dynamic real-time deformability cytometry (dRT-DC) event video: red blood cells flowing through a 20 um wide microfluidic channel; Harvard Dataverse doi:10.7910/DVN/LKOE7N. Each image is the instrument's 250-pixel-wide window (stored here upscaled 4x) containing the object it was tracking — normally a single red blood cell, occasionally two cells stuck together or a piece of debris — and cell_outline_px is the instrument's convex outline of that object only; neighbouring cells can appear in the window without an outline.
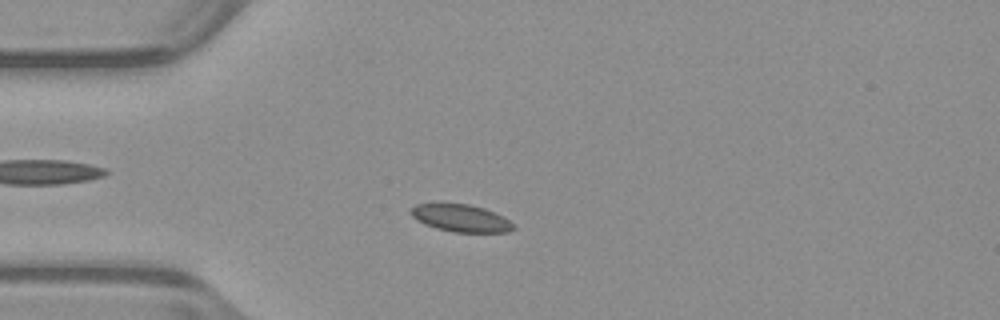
{"species": "common noctule bat (a hibernating species)", "species_latin": "Nyctalus noctula", "temperature_condition": "warm", "stored_images_in_passage": 49, "camera_frame_rate_fps": 3000, "um_per_image_px": 0.085, "animal": {"sex": "male", "body_mass_g": 23.1, "forearm_length_mm": 52.7}, "frame": {"image": 1, "passage_image": 10, "time_ms": 3.0, "image_size_px": [1000, 320], "cell_outline_px": [[516, 228], [508, 232], [452, 232], [436, 228], [424, 224], [416, 220], [412, 216], [412, 208], [416, 204], [440, 200], [468, 204], [484, 208], [504, 216], [516, 224]], "centroid_in_image_um": [39.17, 18.5], "position_along_channel_um": 45.8, "area_um2": 17.11}}
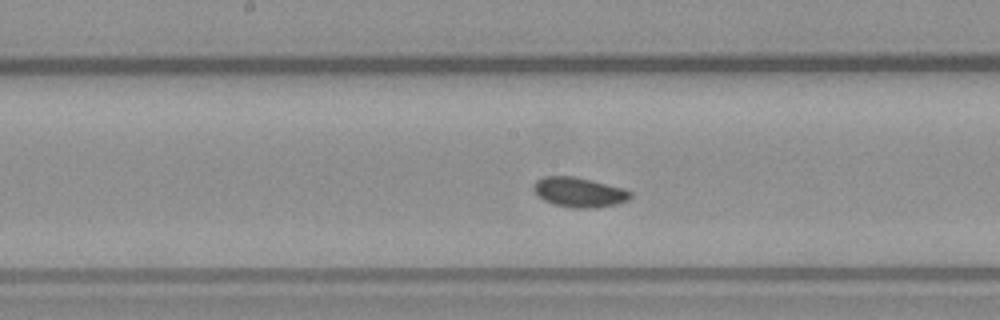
{"frame": {"image": 2, "passage_image": 23, "time_ms": 7.333, "image_size_px": [1000, 320], "cell_outline_px": [[632, 196], [628, 200], [616, 204], [588, 208], [576, 208], [552, 204], [544, 200], [532, 188], [532, 184], [536, 180], [544, 176], [572, 176], [592, 180], [624, 188], [632, 192]], "centroid_in_image_um": [49.22, 16.33], "position_along_channel_um": 199.0, "area_um2": 16.76}}
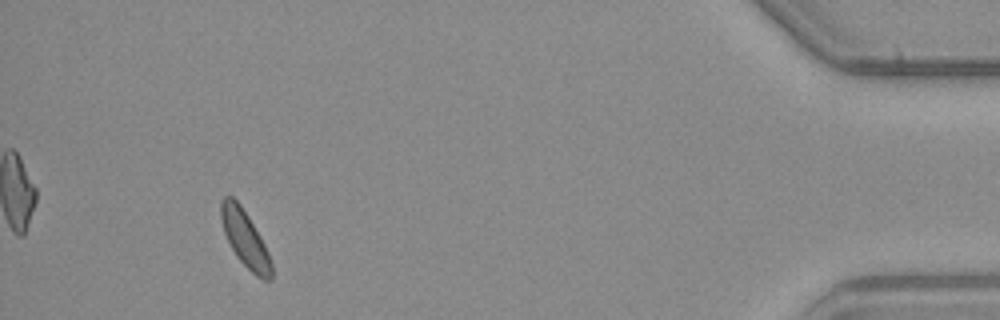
{"frame": {"image": 3, "passage_image": 45, "time_ms": 14.667, "image_size_px": [1000, 320], "cell_outline_px": [[272, 280], [264, 280], [256, 276], [236, 256], [224, 232], [220, 216], [220, 200], [224, 196], [232, 196], [240, 204], [248, 216], [260, 236], [268, 252], [272, 264]], "centroid_in_image_um": [20.82, 20.28], "position_along_channel_um": 414.4, "area_um2": 16.42}, "authors_computed_cell_mechanics": {"area_um2": 16.473, "velocity_mm_per_s": 3.9121, "shape_relaxation_time_tau1_ms": 1.5277, "shape_relaxation_time_tau2_ms": 5.0182, "deformation_change_tau1": 0.0572, "deformation_change_tau2": 0.0783}}